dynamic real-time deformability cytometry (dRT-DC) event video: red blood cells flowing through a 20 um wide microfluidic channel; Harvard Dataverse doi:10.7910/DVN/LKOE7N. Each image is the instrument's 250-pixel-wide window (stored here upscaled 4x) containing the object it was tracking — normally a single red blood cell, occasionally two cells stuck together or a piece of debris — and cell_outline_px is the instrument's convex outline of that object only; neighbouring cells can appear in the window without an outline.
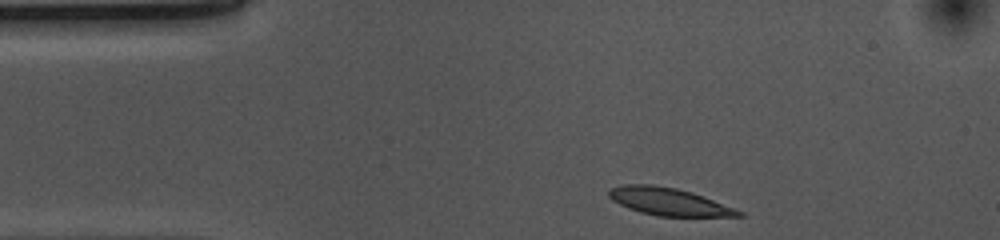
{"species": "common noctule bat (a hibernating species)", "species_latin": "Nyctalus noctula", "temperature_condition": "cold", "stored_images_in_passage": 34, "camera_frame_rate_fps": 3000, "um_per_image_px": 0.085, "animal": {"sex": "female", "body_mass_g": 10.0, "forearm_length_mm": 53.1}, "frame": {"image": 1, "passage_image": 1, "time_ms": 0.0, "image_size_px": [1000, 240], "cell_outline_px": [[744, 216], [656, 216], [640, 212], [628, 208], [612, 200], [608, 196], [608, 192], [612, 188], [624, 184], [652, 184], [676, 188], [692, 192], [704, 196], [736, 208], [744, 212]], "centroid_in_image_um": [56.87, 17.14], "position_along_channel_um": 28.1, "area_um2": 20.87}}
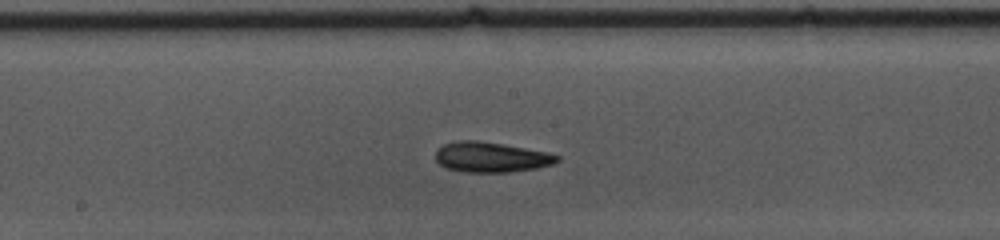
{"frame": {"image": 2, "passage_image": 19, "time_ms": 6.0, "image_size_px": [1000, 240], "cell_outline_px": [[560, 160], [552, 164], [536, 168], [508, 172], [464, 172], [444, 168], [436, 160], [436, 148], [444, 144], [456, 140], [480, 140], [504, 144], [548, 152], [560, 156]], "centroid_in_image_um": [41.72, 13.35], "position_along_channel_um": 206.5, "area_um2": 21.62}}
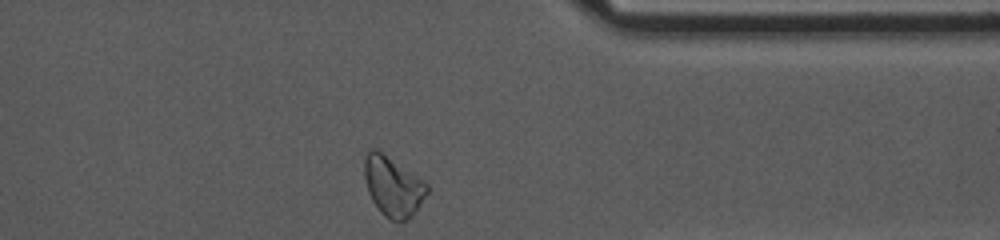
{"frame": {"image": 3, "passage_image": 34, "time_ms": 11.0, "image_size_px": [1000, 240], "cell_outline_px": [[428, 192], [412, 216], [404, 220], [388, 220], [380, 212], [372, 200], [368, 192], [364, 176], [364, 160], [368, 152], [372, 148], [376, 148], [428, 184]], "centroid_in_image_um": [33.38, 15.85], "position_along_channel_um": 378.0, "area_um2": 21.5}, "authors_computed_cell_mechanics": {"area_um2": 20.9236, "velocity_mm_per_s": 3.6711, "shape_relaxation_time_tau1_ms": 3.6311, "shape_relaxation_time_tau2_ms": 6.8654, "deformation_change_tau1": 0.1269, "deformation_change_tau2": 0.1468}}